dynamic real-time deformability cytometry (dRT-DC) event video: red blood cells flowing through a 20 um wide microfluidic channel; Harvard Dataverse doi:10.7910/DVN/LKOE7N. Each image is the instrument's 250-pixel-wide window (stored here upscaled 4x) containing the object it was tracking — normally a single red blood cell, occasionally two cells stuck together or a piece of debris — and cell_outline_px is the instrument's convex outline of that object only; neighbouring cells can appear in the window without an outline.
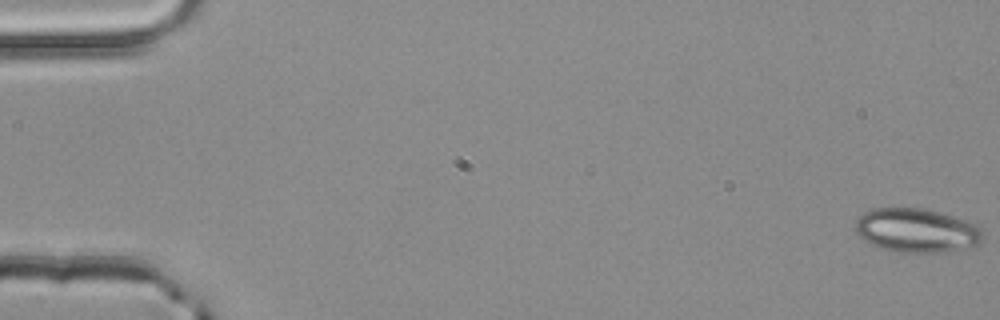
{"species": "common noctule bat (a hibernating species)", "species_latin": "Nyctalus noctula", "temperature_condition": "room temperature", "stored_images_in_passage": 13, "camera_frame_rate_fps": 3000, "um_per_image_px": 0.085, "animal": {"sex": "male", "body_mass_g": 20.4}, "frame": {"image": 1, "passage_image": 1, "time_ms": 0.0, "image_size_px": [1000, 320], "cell_outline_px": [[984, 236], [976, 244], [960, 248], [940, 252], [900, 252], [884, 248], [872, 244], [864, 240], [856, 232], [856, 220], [864, 212], [872, 208], [924, 208], [952, 216], [976, 224], [984, 232]], "centroid_in_image_um": [77.89, 19.56], "position_along_channel_um": 7.1, "area_um2": 32.14}}